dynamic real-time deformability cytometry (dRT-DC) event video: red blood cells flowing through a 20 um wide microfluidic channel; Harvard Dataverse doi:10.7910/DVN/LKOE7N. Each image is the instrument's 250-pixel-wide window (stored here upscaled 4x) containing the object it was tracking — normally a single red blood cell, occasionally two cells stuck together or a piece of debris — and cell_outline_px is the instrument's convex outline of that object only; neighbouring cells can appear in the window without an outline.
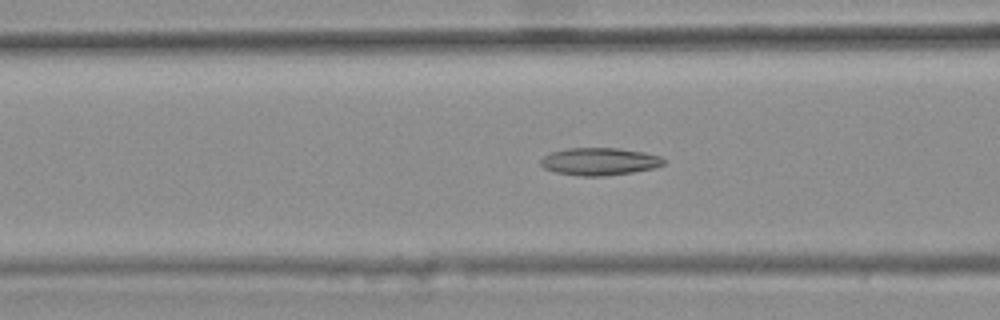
{"species": "common noctule bat (a hibernating species)", "species_latin": "Nyctalus noctula", "temperature_condition": "warm", "stored_images_in_passage": 41, "camera_frame_rate_fps": 3000, "um_per_image_px": 0.085, "animal": {"sex": "female", "body_mass_g": 25.1}, "frame": {"image": 1, "passage_image": 15, "time_ms": 4.667, "image_size_px": [1000, 320], "cell_outline_px": [[664, 164], [652, 168], [632, 172], [604, 176], [580, 176], [556, 172], [544, 168], [540, 164], [540, 160], [548, 152], [568, 148], [616, 148], [644, 152], [660, 156], [664, 160]], "centroid_in_image_um": [50.91, 13.72], "position_along_channel_um": 115.7, "area_um2": 19.65}}
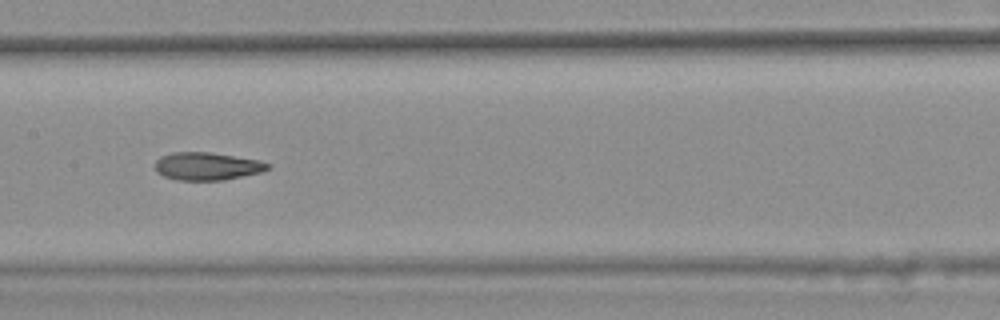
{"frame": {"image": 2, "passage_image": 21, "time_ms": 6.667, "image_size_px": [1000, 320], "cell_outline_px": [[268, 168], [260, 172], [224, 180], [176, 180], [164, 176], [156, 172], [156, 160], [160, 156], [172, 152], [212, 152], [260, 160], [268, 164]], "centroid_in_image_um": [17.56, 14.12], "position_along_channel_um": 189.8, "area_um2": 18.21}}
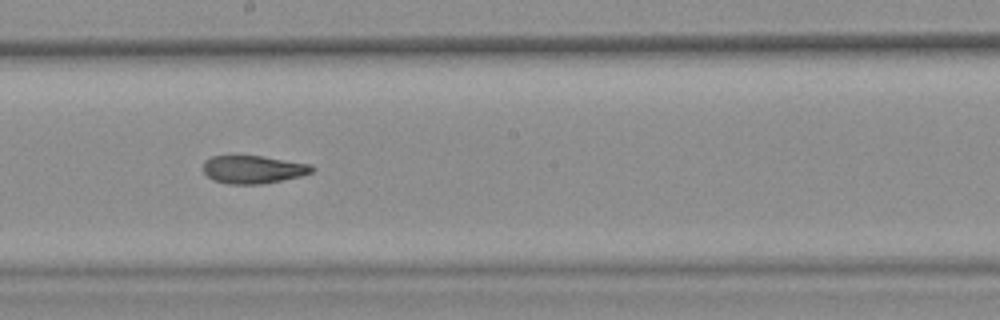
{"frame": {"image": 3, "passage_image": 24, "time_ms": 7.667, "image_size_px": [1000, 320], "cell_outline_px": [[316, 168], [312, 172], [300, 176], [260, 184], [228, 184], [212, 180], [204, 172], [204, 160], [212, 156], [232, 152], [264, 156], [312, 164]], "centroid_in_image_um": [21.47, 14.35], "position_along_channel_um": 226.7, "area_um2": 18.5}, "authors_computed_cell_mechanics": {"area_um2": 18.6694, "velocity_mm_per_s": 3.7079, "shape_relaxation_time_tau1_ms": null, "shape_relaxation_time_tau2_ms": 2.7156, "deformation_change_tau1": null, "deformation_change_tau2": 0.1076}}